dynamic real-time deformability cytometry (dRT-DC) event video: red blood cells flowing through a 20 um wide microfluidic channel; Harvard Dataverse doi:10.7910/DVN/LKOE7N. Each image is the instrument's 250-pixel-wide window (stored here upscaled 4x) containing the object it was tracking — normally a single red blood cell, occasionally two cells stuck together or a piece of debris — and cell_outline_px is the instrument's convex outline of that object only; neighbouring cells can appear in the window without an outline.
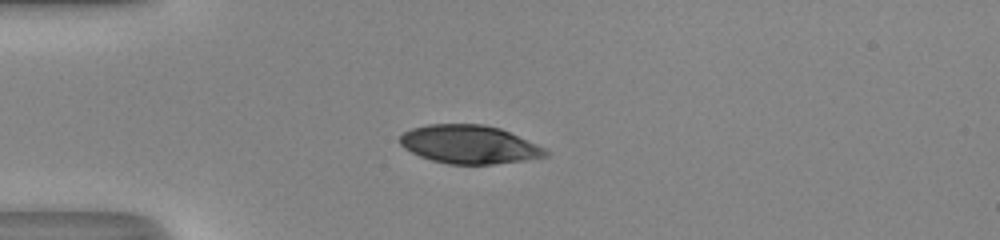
{"species": "human", "species_latin": "Homo sapiens", "temperature_condition": "room temperature", "stored_images_in_passage": 32, "camera_frame_rate_fps": 3000, "um_per_image_px": 0.085, "donor": {"sex": "male"}, "frame": {"image": 1, "passage_image": 1, "time_ms": 0.0, "image_size_px": [1000, 240], "cell_outline_px": [[548, 156], [524, 160], [492, 164], [448, 164], [432, 160], [420, 156], [404, 148], [400, 144], [400, 136], [404, 132], [412, 128], [428, 124], [484, 124], [500, 128], [536, 144], [544, 148], [548, 152]], "centroid_in_image_um": [39.87, 12.27], "position_along_channel_um": 45.1, "area_um2": 32.37}}
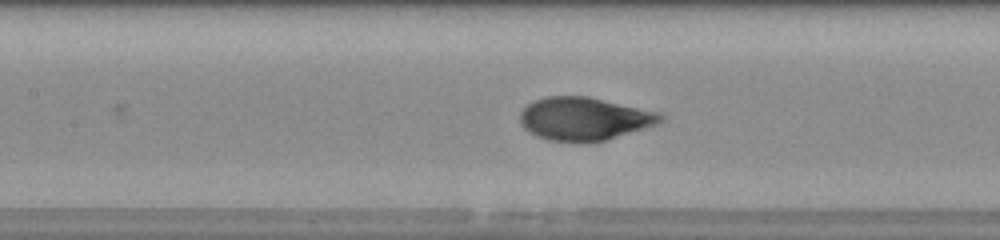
{"frame": {"image": 2, "passage_image": 11, "time_ms": 3.333, "image_size_px": [1000, 240], "cell_outline_px": [[664, 120], [656, 124], [644, 128], [604, 140], [576, 144], [548, 140], [536, 136], [528, 132], [520, 124], [520, 112], [532, 100], [544, 96], [588, 96], [660, 112], [664, 116]], "centroid_in_image_um": [49.62, 10.1], "position_along_channel_um": 157.8, "area_um2": 35.66}}
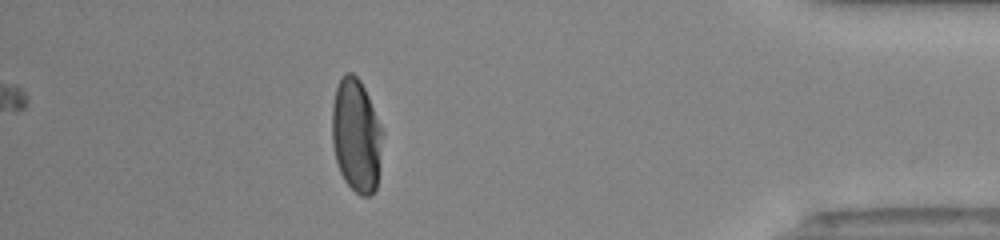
{"frame": {"image": 3, "passage_image": 32, "time_ms": 10.333, "image_size_px": [1000, 240], "cell_outline_px": [[384, 132], [380, 168], [376, 188], [372, 196], [360, 196], [344, 180], [340, 172], [336, 160], [332, 144], [332, 104], [336, 88], [344, 72], [352, 72], [360, 80], [384, 128]], "centroid_in_image_um": [30.31, 11.53], "position_along_channel_um": 404.9, "area_um2": 34.04}, "authors_computed_cell_mechanics": {"area_um2": 35.3158, "velocity_mm_per_s": 4.1454, "shape_relaxation_time_tau1_ms": 4.6054, "shape_relaxation_time_tau2_ms": null, "deformation_change_tau1": 0.2362, "deformation_change_tau2": null}}